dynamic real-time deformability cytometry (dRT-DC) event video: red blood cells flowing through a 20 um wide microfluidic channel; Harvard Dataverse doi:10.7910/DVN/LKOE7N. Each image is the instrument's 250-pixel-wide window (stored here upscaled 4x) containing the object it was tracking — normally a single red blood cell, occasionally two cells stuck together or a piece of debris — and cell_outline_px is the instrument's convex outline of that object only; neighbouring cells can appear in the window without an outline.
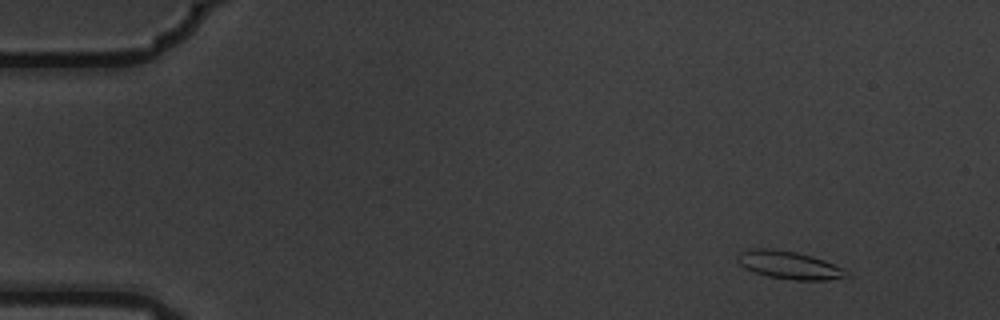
{"species": "common noctule bat (a hibernating species)", "species_latin": "Nyctalus noctula", "temperature_condition": "warm", "stored_images_in_passage": 15, "camera_frame_rate_fps": 3000, "um_per_image_px": 0.085, "animal": {"sex": "male", "body_mass_g": 19.5, "forearm_length_mm": 54.6}, "frame": {"image": 1, "passage_image": 2, "time_ms": 0.333, "image_size_px": [1000, 320], "cell_outline_px": [[852, 276], [824, 280], [796, 280], [768, 276], [744, 268], [736, 260], [736, 256], [740, 252], [752, 248], [772, 248], [796, 252], [812, 256], [824, 260], [844, 268]], "centroid_in_image_um": [67.08, 22.52], "position_along_channel_um": 17.9, "area_um2": 17.74}}
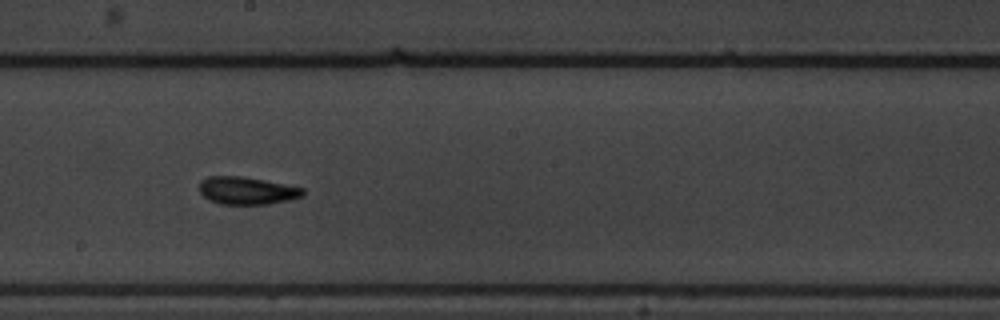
{"frame": {"image": 2, "passage_image": 9, "time_ms": 2.667, "image_size_px": [1000, 320], "cell_outline_px": [[304, 196], [288, 200], [268, 204], [220, 204], [208, 200], [200, 192], [200, 180], [208, 176], [240, 176], [264, 180], [304, 188]], "centroid_in_image_um": [20.97, 16.2], "position_along_channel_um": 227.2, "area_um2": 16.65}}
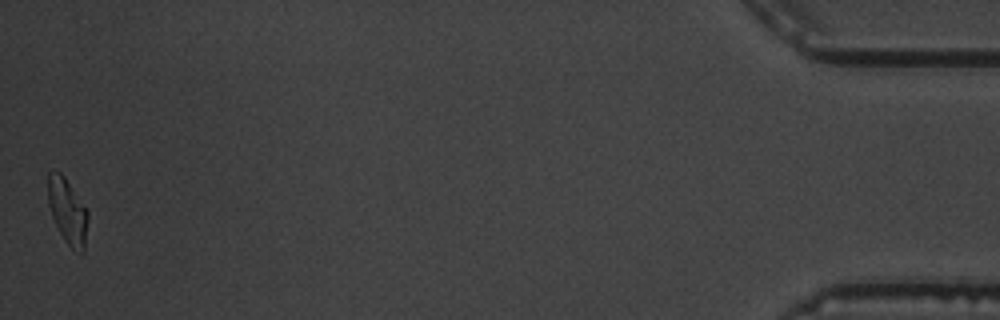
{"frame": {"image": 3, "passage_image": 15, "time_ms": 4.667, "image_size_px": [1000, 320], "cell_outline_px": [[88, 220], [84, 252], [80, 256], [64, 240], [52, 216], [48, 204], [48, 172], [60, 172], [64, 176], [88, 212]], "centroid_in_image_um": [5.75, 18.0], "position_along_channel_um": 429.4, "area_um2": 15.09}}